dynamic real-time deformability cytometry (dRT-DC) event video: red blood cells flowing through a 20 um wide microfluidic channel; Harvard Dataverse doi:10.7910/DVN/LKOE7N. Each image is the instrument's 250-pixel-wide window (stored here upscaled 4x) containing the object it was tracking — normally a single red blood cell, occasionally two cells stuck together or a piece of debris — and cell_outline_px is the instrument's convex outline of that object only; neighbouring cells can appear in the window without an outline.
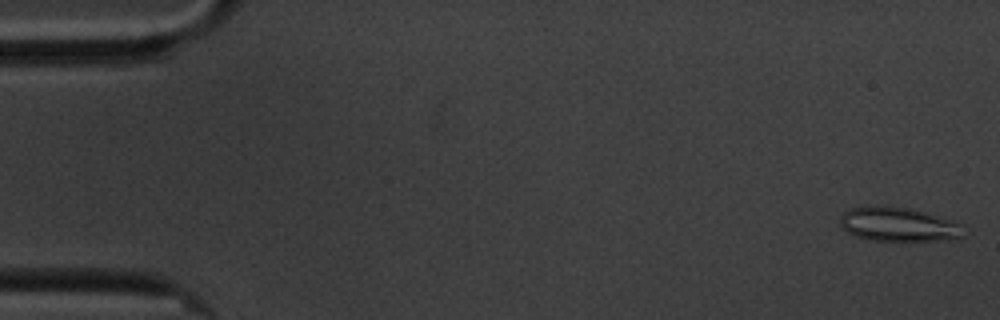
{"species": "common noctule bat (a hibernating species)", "species_latin": "Nyctalus noctula", "temperature_condition": "cold", "stored_images_in_passage": 58, "camera_frame_rate_fps": 3000, "um_per_image_px": 0.085, "animal": {"sex": "male", "body_mass_g": 20.1, "forearm_length_mm": 53.5}, "frame": {"image": 1, "passage_image": 1, "time_ms": 0.0, "image_size_px": [1000, 320], "cell_outline_px": [[960, 240], [868, 240], [856, 236], [848, 232], [840, 224], [840, 216], [844, 212], [852, 208], [868, 204], [908, 208], [956, 224], [960, 236]], "centroid_in_image_um": [76.18, 19.07], "position_along_channel_um": 8.8, "area_um2": 23.64}}
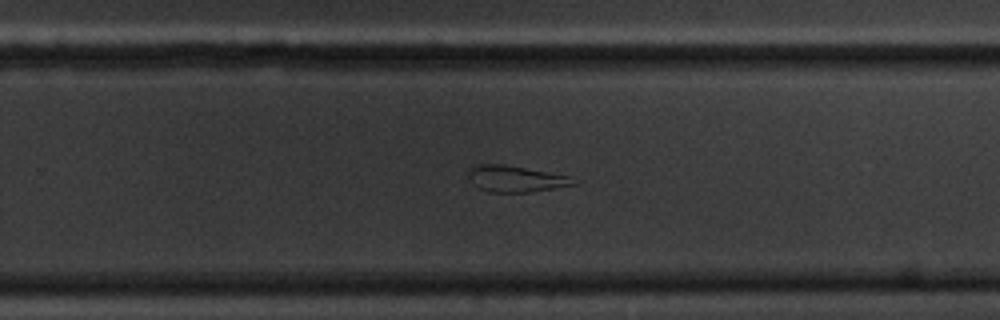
{"frame": {"image": 2, "passage_image": 37, "time_ms": 12.0, "image_size_px": [1000, 320], "cell_outline_px": [[576, 184], [556, 188], [528, 192], [492, 192], [480, 188], [472, 184], [468, 176], [468, 172], [476, 164], [504, 164], [572, 176]], "centroid_in_image_um": [43.84, 15.19], "position_along_channel_um": 286.0, "area_um2": 16.07}}
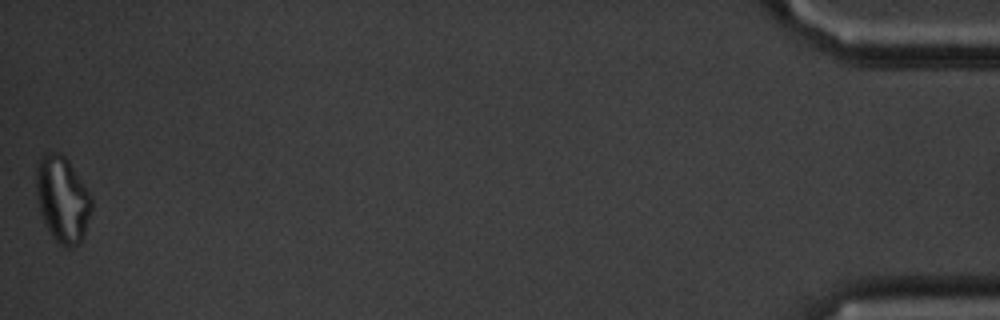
{"frame": {"image": 3, "passage_image": 58, "time_ms": 19.0, "image_size_px": [1000, 320], "cell_outline_px": [[92, 208], [84, 236], [80, 244], [72, 248], [68, 248], [60, 244], [52, 236], [44, 224], [36, 200], [36, 160], [44, 152], [56, 152], [64, 156], [68, 160], [92, 196]], "centroid_in_image_um": [5.29, 16.94], "position_along_channel_um": 429.9, "area_um2": 28.26}, "authors_computed_cell_mechanics": {"area_um2": 21.0103, "velocity_mm_per_s": 3.4061, "shape_relaxation_time_tau1_ms": null, "shape_relaxation_time_tau2_ms": 4.7616, "deformation_change_tau1": null, "deformation_change_tau2": 0.1537}}